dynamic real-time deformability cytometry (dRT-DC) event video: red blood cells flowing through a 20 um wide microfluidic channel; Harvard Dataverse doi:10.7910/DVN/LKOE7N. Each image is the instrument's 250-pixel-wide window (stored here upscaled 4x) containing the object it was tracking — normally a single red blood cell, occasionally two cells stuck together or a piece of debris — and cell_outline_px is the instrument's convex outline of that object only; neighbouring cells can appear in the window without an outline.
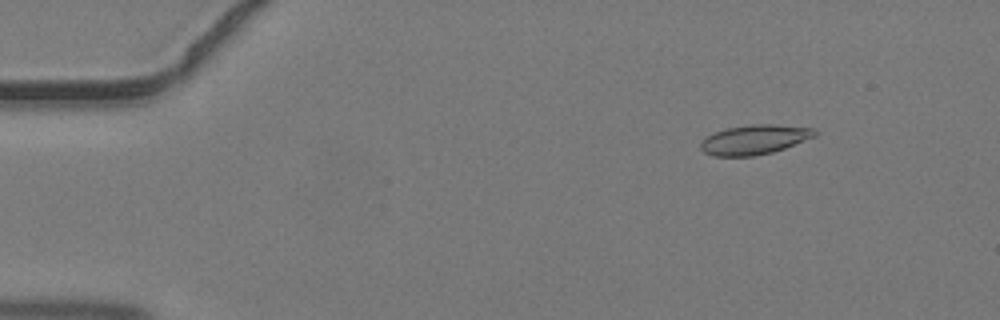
{"species": "common noctule bat (a hibernating species)", "species_latin": "Nyctalus noctula", "temperature_condition": "warm", "stored_images_in_passage": 45, "camera_frame_rate_fps": 3000, "um_per_image_px": 0.085, "animal": {"sex": "male", "body_mass_g": 19.2, "forearm_length_mm": 51.8}, "frame": {"image": 1, "passage_image": 6, "time_ms": 1.667, "image_size_px": [1000, 320], "cell_outline_px": [[816, 136], [784, 148], [772, 152], [752, 156], [712, 156], [704, 152], [700, 148], [700, 144], [708, 136], [716, 132], [728, 128], [748, 124], [772, 124], [816, 128]], "centroid_in_image_um": [64.15, 11.86], "position_along_channel_um": 20.9, "area_um2": 19.54}}
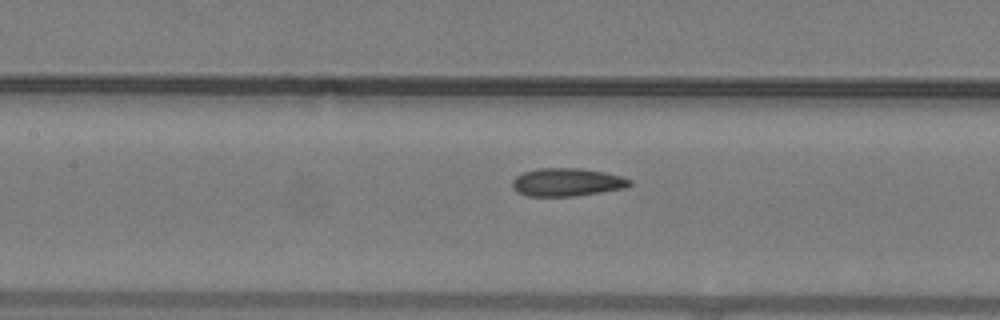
{"frame": {"image": 2, "passage_image": 21, "time_ms": 6.667, "image_size_px": [1000, 320], "cell_outline_px": [[632, 184], [624, 188], [576, 196], [528, 196], [516, 192], [512, 188], [512, 180], [516, 176], [524, 172], [540, 168], [580, 168], [604, 172], [620, 176], [632, 180]], "centroid_in_image_um": [48.17, 15.49], "position_along_channel_um": 159.2, "area_um2": 19.19}}
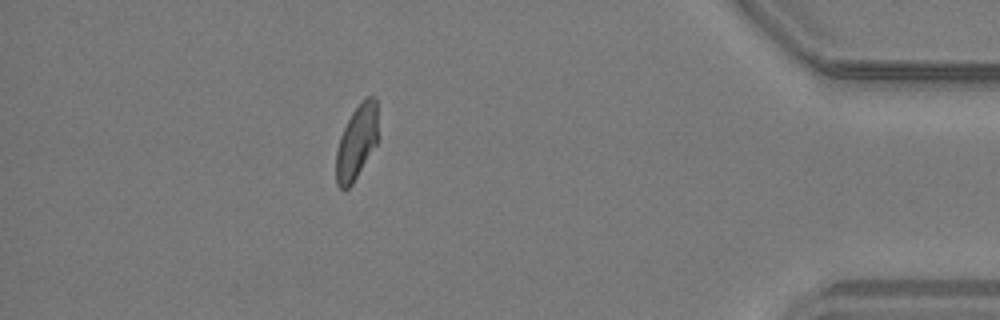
{"frame": {"image": 3, "passage_image": 40, "time_ms": 13.0, "image_size_px": [1000, 320], "cell_outline_px": [[376, 144], [352, 184], [344, 192], [336, 184], [336, 152], [340, 136], [352, 112], [364, 96], [376, 96]], "centroid_in_image_um": [30.28, 12.09], "position_along_channel_um": 404.9, "area_um2": 17.92}}